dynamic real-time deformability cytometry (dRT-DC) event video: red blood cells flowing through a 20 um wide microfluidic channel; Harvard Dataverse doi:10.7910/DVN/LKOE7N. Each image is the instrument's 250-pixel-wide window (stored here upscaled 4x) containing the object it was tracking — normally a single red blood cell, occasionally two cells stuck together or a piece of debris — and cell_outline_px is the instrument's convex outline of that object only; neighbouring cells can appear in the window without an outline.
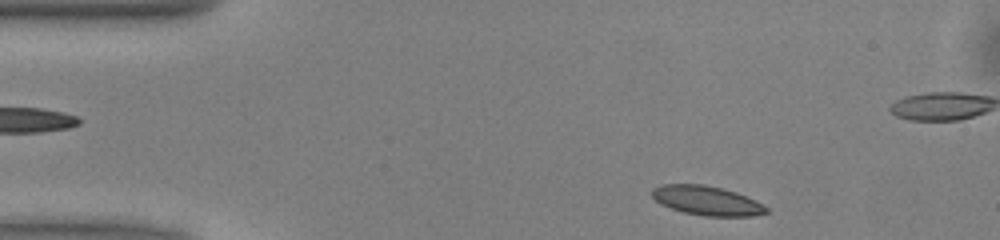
{"species": "common noctule bat (a hibernating species)", "species_latin": "Nyctalus noctula", "temperature_condition": "warm", "stored_images_in_passage": 46, "camera_frame_rate_fps": 3000, "um_per_image_px": 0.085, "animal": {"sex": "male", "body_mass_g": 13.0, "forearm_length_mm": 53.1}, "frame": {"image": 1, "passage_image": 2, "time_ms": 0.333, "image_size_px": [1000, 240], "cell_outline_px": [[768, 212], [752, 216], [704, 216], [684, 212], [660, 204], [648, 192], [652, 188], [660, 184], [704, 184], [724, 188], [736, 192], [756, 200], [768, 208]], "centroid_in_image_um": [60.05, 17.03], "position_along_channel_um": 24.9, "area_um2": 19.71}}
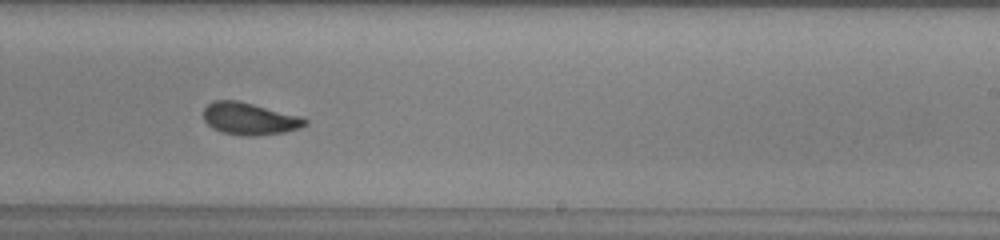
{"frame": {"image": 2, "passage_image": 25, "time_ms": 8.0, "image_size_px": [1000, 240], "cell_outline_px": [[308, 124], [300, 128], [284, 132], [256, 136], [248, 136], [220, 132], [212, 128], [204, 120], [204, 108], [212, 100], [236, 100], [300, 116], [308, 120]], "centroid_in_image_um": [21.2, 10.1], "position_along_channel_um": 267.8, "area_um2": 18.96}}
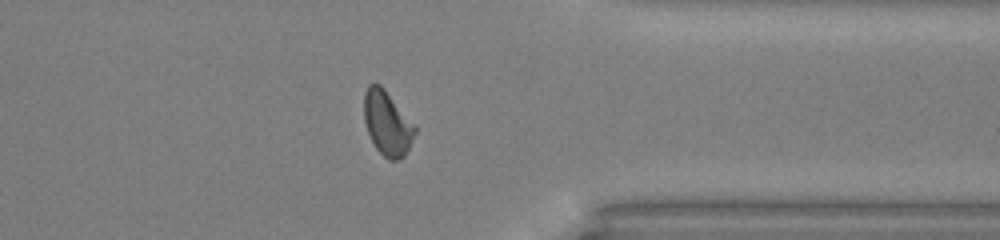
{"frame": {"image": 3, "passage_image": 34, "time_ms": 11.0, "image_size_px": [1000, 240], "cell_outline_px": [[416, 132], [404, 156], [396, 160], [388, 160], [376, 148], [368, 132], [364, 120], [364, 92], [368, 84], [380, 84], [384, 88], [416, 124]], "centroid_in_image_um": [32.93, 10.45], "position_along_channel_um": 378.5, "area_um2": 19.13}, "authors_computed_cell_mechanics": {"area_um2": 19.1896, "velocity_mm_per_s": 4.0146, "shape_relaxation_time_tau1_ms": 4.5754, "shape_relaxation_time_tau2_ms": 1.0959, "deformation_change_tau1": 0.1441, "deformation_change_tau2": 0.0515}}